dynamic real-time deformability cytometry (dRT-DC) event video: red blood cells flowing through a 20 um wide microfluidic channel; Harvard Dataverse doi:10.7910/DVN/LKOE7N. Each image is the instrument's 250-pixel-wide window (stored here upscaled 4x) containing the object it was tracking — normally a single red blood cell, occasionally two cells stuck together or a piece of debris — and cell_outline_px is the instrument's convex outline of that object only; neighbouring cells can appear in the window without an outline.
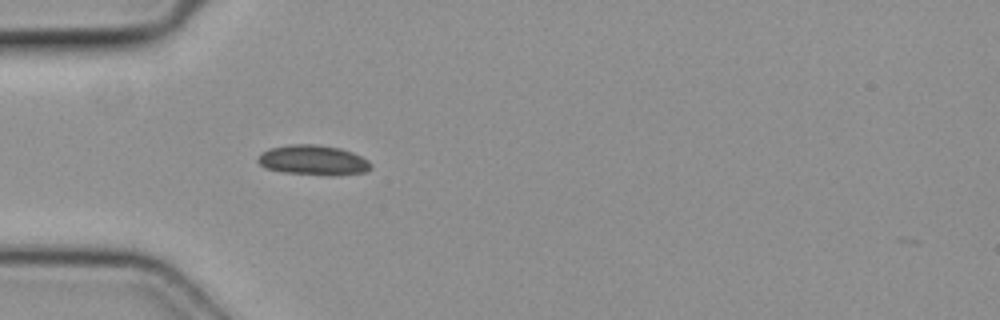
{"species": "common noctule bat (a hibernating species)", "species_latin": "Nyctalus noctula", "temperature_condition": "cold", "stored_images_in_passage": 2, "camera_frame_rate_fps": 3000, "um_per_image_px": 0.085, "animal": {"sex": "female", "body_mass_g": 19.3, "forearm_length_mm": 54.1}, "frame": {"image": 1, "passage_image": 1, "time_ms": 0.0, "image_size_px": [1000, 320], "cell_outline_px": [[372, 168], [368, 172], [336, 176], [328, 176], [284, 172], [264, 168], [256, 160], [268, 148], [292, 144], [312, 144], [340, 148], [352, 152], [368, 160], [372, 164]], "centroid_in_image_um": [26.67, 13.63], "position_along_channel_um": 58.3, "area_um2": 19.94}}